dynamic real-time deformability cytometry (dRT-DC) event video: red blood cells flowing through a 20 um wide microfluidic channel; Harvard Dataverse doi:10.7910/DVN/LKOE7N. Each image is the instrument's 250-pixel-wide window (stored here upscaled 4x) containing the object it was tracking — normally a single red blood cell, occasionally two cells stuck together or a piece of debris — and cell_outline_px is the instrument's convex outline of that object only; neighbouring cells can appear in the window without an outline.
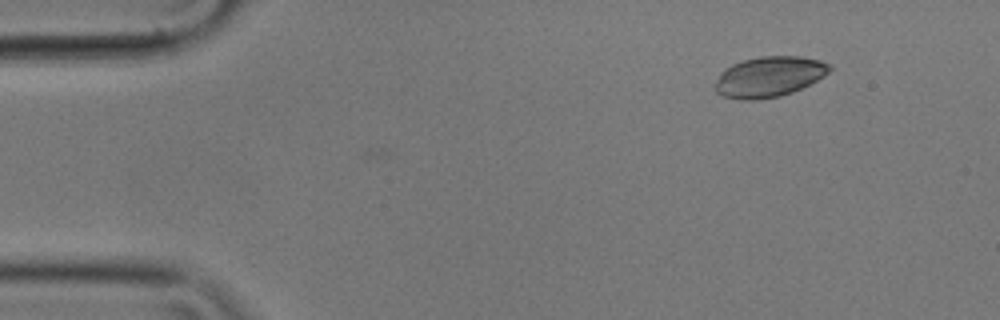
{"species": "common noctule bat (a hibernating species)", "species_latin": "Nyctalus noctula", "temperature_condition": "cold", "stored_images_in_passage": 6, "camera_frame_rate_fps": 3000, "um_per_image_px": 0.085, "animal": {"sex": "male", "body_mass_g": 17.9}, "frame": {"image": 1, "passage_image": 1, "time_ms": 0.0, "image_size_px": [1000, 320], "cell_outline_px": [[832, 68], [824, 76], [792, 92], [780, 96], [752, 100], [744, 100], [724, 96], [716, 92], [716, 80], [720, 72], [724, 68], [732, 64], [744, 60], [760, 56], [800, 56], [820, 60], [828, 64]], "centroid_in_image_um": [65.35, 6.51], "position_along_channel_um": 19.6, "area_um2": 26.76}}